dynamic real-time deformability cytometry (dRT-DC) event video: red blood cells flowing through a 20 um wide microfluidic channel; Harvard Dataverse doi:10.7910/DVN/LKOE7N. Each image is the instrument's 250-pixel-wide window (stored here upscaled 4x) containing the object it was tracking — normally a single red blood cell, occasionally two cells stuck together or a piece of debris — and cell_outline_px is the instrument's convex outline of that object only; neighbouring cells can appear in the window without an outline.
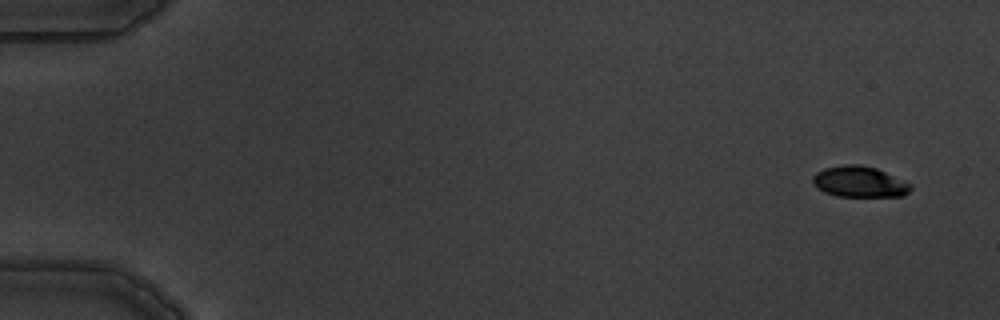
{"species": "common noctule bat (a hibernating species)", "species_latin": "Nyctalus noctula", "temperature_condition": "warm", "stored_images_in_passage": 5, "camera_frame_rate_fps": 3000, "um_per_image_px": 0.085, "animal": {"sex": "male", "body_mass_g": 19.5, "forearm_length_mm": 54.6}, "frame": {"image": 1, "passage_image": 1, "time_ms": 0.0, "image_size_px": [1000, 320], "cell_outline_px": [[912, 188], [904, 196], [836, 196], [824, 192], [812, 180], [812, 176], [816, 172], [824, 168], [844, 164], [860, 164], [876, 168], [912, 184]], "centroid_in_image_um": [73.06, 15.44], "position_along_channel_um": 11.9, "area_um2": 17.57}}